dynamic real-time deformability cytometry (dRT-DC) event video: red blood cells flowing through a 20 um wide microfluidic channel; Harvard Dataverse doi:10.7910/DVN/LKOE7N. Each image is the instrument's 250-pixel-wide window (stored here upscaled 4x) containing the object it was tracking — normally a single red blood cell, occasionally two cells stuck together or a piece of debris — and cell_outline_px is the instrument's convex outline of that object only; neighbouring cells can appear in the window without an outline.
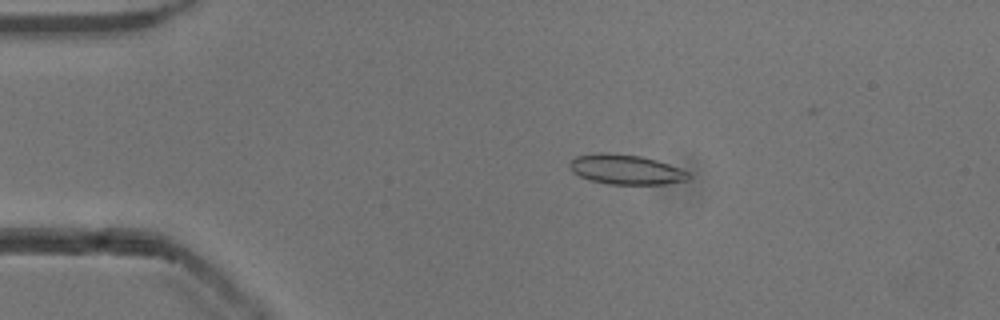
{"species": "common noctule bat (a hibernating species)", "species_latin": "Nyctalus noctula", "temperature_condition": "cold", "stored_images_in_passage": 52, "camera_frame_rate_fps": 3000, "um_per_image_px": 0.085, "animal": {"sex": "male", "body_mass_g": 13.3}, "frame": {"image": 1, "passage_image": 10, "time_ms": 3.0, "image_size_px": [1000, 320], "cell_outline_px": [[692, 176], [688, 180], [664, 184], [608, 184], [588, 180], [572, 172], [568, 164], [576, 156], [600, 152], [608, 152], [640, 156], [656, 160], [680, 168], [688, 172]], "centroid_in_image_um": [53.19, 14.41], "position_along_channel_um": 31.8, "area_um2": 20.75}}
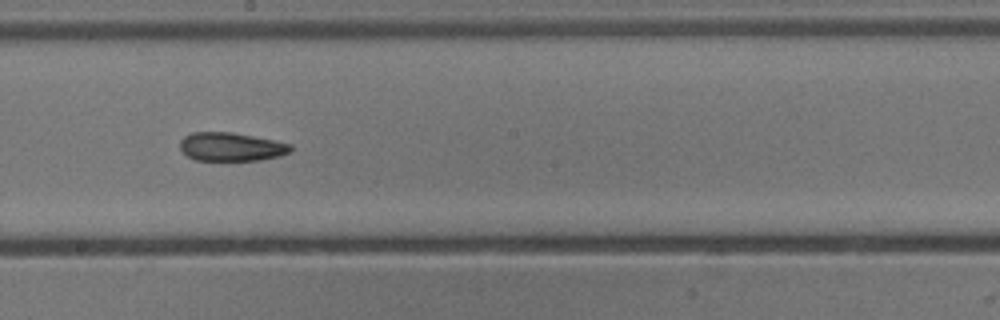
{"frame": {"image": 2, "passage_image": 29, "time_ms": 9.333, "image_size_px": [1000, 320], "cell_outline_px": [[292, 152], [280, 156], [260, 160], [196, 160], [188, 156], [180, 148], [180, 140], [184, 136], [192, 132], [232, 132], [292, 144]], "centroid_in_image_um": [19.66, 12.48], "position_along_channel_um": 228.5, "area_um2": 18.38}}
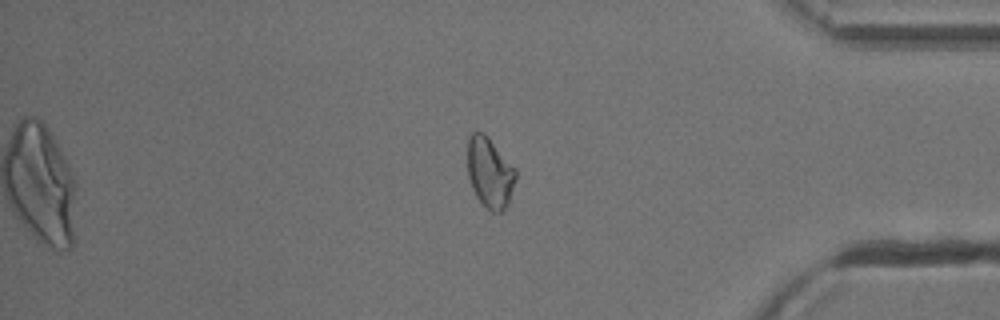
{"frame": {"image": 3, "passage_image": 44, "time_ms": 14.333, "image_size_px": [1000, 320], "cell_outline_px": [[516, 180], [508, 204], [500, 212], [492, 212], [476, 196], [472, 188], [468, 176], [468, 136], [472, 132], [484, 132], [488, 136], [516, 168]], "centroid_in_image_um": [41.64, 14.64], "position_along_channel_um": 393.6, "area_um2": 19.83}, "authors_computed_cell_mechanics": {"area_um2": 19.8254, "velocity_mm_per_s": 3.8707, "shape_relaxation_time_tau1_ms": null, "shape_relaxation_time_tau2_ms": 4.1224, "deformation_change_tau1": null, "deformation_change_tau2": 0.0997}}